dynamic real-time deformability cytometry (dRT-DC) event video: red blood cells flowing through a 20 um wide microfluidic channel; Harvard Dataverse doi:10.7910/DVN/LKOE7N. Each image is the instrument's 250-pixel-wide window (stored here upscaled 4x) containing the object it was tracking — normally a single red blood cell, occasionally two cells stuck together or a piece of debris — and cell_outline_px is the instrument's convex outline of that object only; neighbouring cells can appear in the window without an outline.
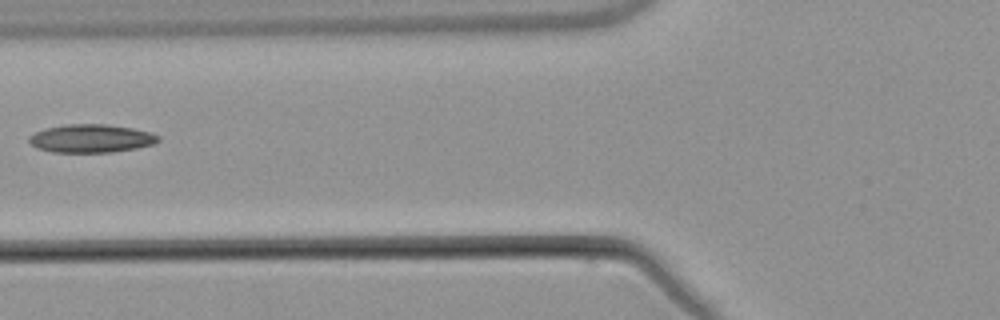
{"species": "common noctule bat (a hibernating species)", "species_latin": "Nyctalus noctula", "temperature_condition": "warm", "stored_images_in_passage": 6, "camera_frame_rate_fps": 3000, "um_per_image_px": 0.085, "animal": {"sex": "male", "body_mass_g": 21.5, "forearm_length_mm": 52.0}, "frame": {"image": 1, "passage_image": 6, "time_ms": 6.0, "image_size_px": [1000, 320], "cell_outline_px": [[160, 140], [152, 144], [136, 148], [112, 152], [52, 152], [36, 148], [28, 140], [28, 136], [44, 128], [64, 124], [108, 124], [132, 128], [148, 132], [160, 136]], "centroid_in_image_um": [7.71, 11.76], "position_along_channel_um": 118.1, "area_um2": 21.27}}